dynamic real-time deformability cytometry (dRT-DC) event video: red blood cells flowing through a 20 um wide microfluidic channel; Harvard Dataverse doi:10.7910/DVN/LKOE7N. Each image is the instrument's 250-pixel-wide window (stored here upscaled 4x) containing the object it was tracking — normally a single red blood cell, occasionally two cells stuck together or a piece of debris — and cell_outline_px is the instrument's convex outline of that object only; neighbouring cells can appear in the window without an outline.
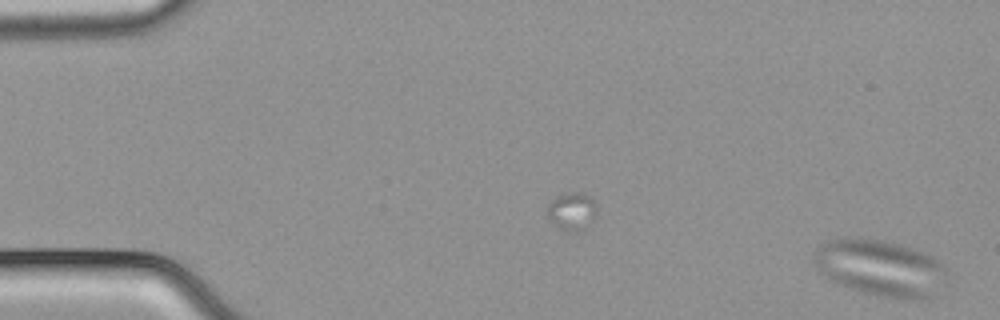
{"species": "common noctule bat (a hibernating species)", "species_latin": "Nyctalus noctula", "temperature_condition": "cold", "stored_images_in_passage": 55, "camera_frame_rate_fps": 3000, "um_per_image_px": 0.085, "animal": {"sex": "male", "body_mass_g": 21.5, "forearm_length_mm": 52.0}, "frame": {"image": 1, "passage_image": 1, "time_ms": 0.0, "image_size_px": [1000, 320], "cell_outline_px": [[948, 272], [944, 284], [932, 296], [904, 300], [900, 300], [864, 292], [836, 284], [820, 272], [816, 268], [812, 260], [812, 252], [820, 244], [828, 240], [884, 240], [900, 244], [932, 256], [944, 264], [948, 268]], "centroid_in_image_um": [74.84, 22.8], "position_along_channel_um": 10.2, "area_um2": 43.52}}